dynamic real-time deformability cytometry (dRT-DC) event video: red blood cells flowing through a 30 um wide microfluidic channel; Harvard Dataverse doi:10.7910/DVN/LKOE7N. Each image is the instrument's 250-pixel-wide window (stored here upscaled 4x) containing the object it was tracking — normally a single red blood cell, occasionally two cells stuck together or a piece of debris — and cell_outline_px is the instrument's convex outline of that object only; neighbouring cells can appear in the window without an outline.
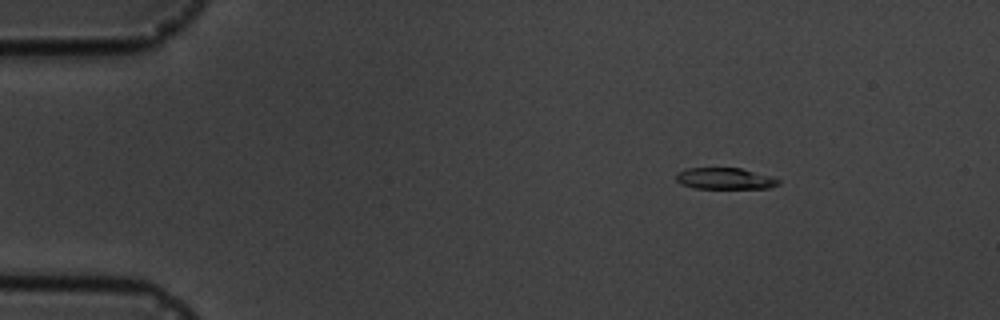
{"species": "common noctule bat (a hibernating species)", "species_latin": "Nyctalus noctula", "temperature_condition": "cold", "stored_images_in_passage": 9, "camera_frame_rate_fps": 3000, "um_per_image_px": 0.085, "animal": {"sex": "male", "body_mass_g": 19.5, "forearm_length_mm": 54.6}, "frame": {"image": 1, "passage_image": 2, "time_ms": 1.333, "image_size_px": [1000, 320], "cell_outline_px": [[780, 184], [768, 188], [696, 188], [680, 184], [676, 180], [676, 172], [684, 168], [740, 168], [772, 176], [780, 180]], "centroid_in_image_um": [61.6, 15.17], "position_along_channel_um": 23.4, "area_um2": 12.83}}
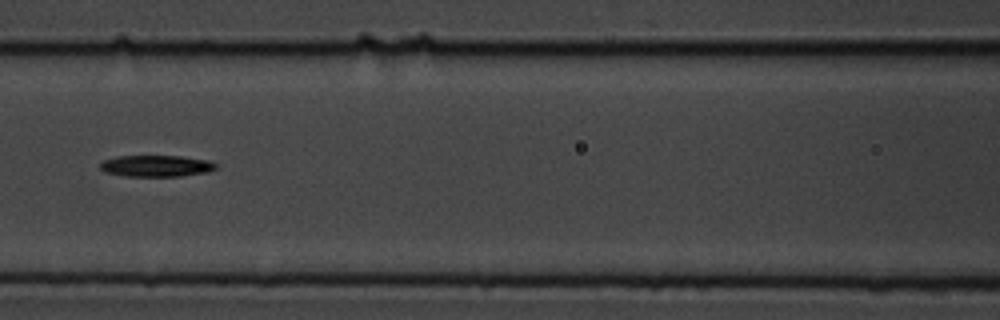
{"frame": {"image": 2, "passage_image": 7, "time_ms": 7.0, "image_size_px": [1000, 320], "cell_outline_px": [[216, 168], [208, 172], [180, 176], [124, 176], [104, 172], [100, 168], [100, 164], [104, 160], [116, 156], [180, 156], [208, 160], [216, 164]], "centroid_in_image_um": [13.26, 14.1], "position_along_channel_um": 153.3, "area_um2": 14.45}}
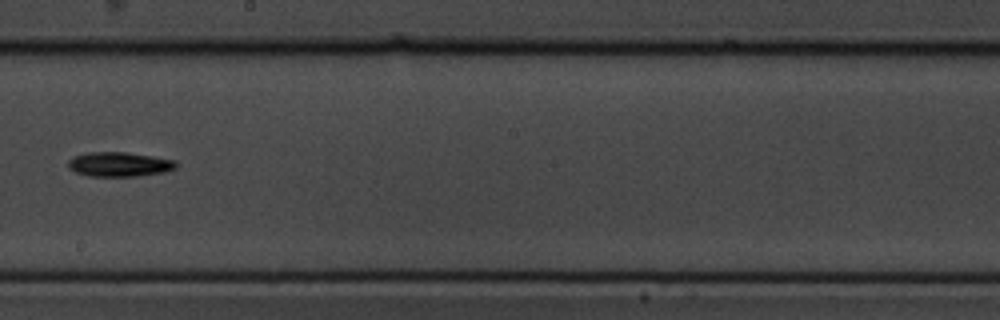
{"frame": {"image": 3, "passage_image": 9, "time_ms": 9.333, "image_size_px": [1000, 320], "cell_outline_px": [[176, 168], [164, 172], [136, 176], [88, 176], [76, 172], [68, 168], [68, 160], [72, 156], [88, 152], [124, 152], [152, 156], [176, 160]], "centroid_in_image_um": [10.11, 13.96], "position_along_channel_um": 238.1, "area_um2": 15.43}}